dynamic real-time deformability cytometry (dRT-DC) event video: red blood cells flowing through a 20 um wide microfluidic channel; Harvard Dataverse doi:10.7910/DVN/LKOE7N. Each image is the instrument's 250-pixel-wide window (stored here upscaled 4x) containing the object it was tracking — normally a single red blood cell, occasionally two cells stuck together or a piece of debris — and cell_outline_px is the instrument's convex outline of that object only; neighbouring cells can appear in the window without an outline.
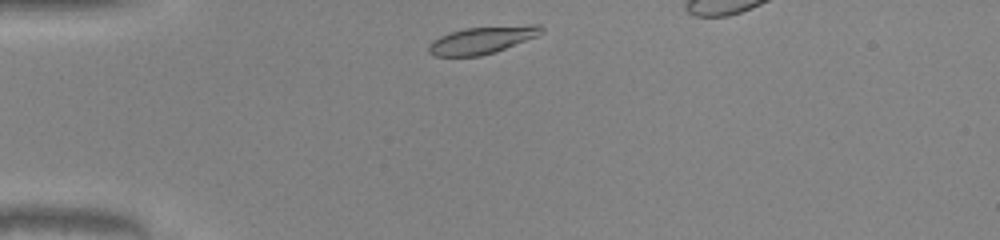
{"species": "common noctule bat (a hibernating species)", "species_latin": "Nyctalus noctula", "temperature_condition": "warm", "stored_images_in_passage": 30, "camera_frame_rate_fps": 3000, "um_per_image_px": 0.085, "animal": {"sex": "male", "body_mass_g": 20.0, "forearm_length_mm": 53.3}, "frame": {"image": 1, "passage_image": 1, "time_ms": 0.0, "image_size_px": [1000, 240], "cell_outline_px": [[544, 32], [536, 36], [496, 52], [480, 56], [432, 56], [428, 52], [428, 44], [432, 40], [448, 32], [464, 28], [528, 24], [540, 24], [544, 28]], "centroid_in_image_um": [40.97, 3.39], "position_along_channel_um": 44.0, "area_um2": 18.21}}
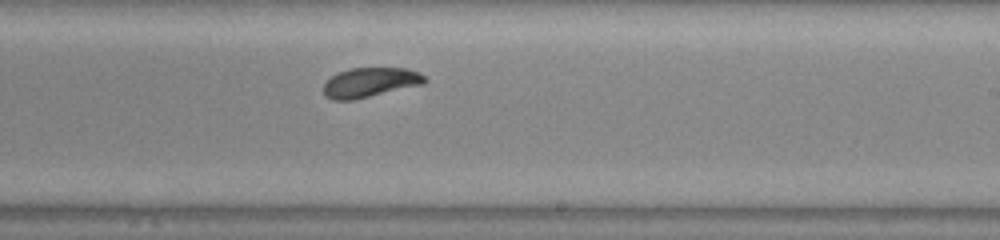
{"frame": {"image": 2, "passage_image": 19, "time_ms": 6.0, "image_size_px": [1000, 240], "cell_outline_px": [[428, 80], [424, 84], [352, 100], [332, 100], [324, 96], [324, 84], [332, 76], [340, 72], [352, 68], [408, 68], [420, 72]], "centroid_in_image_um": [31.49, 7.0], "position_along_channel_um": 257.5, "area_um2": 17.4}}
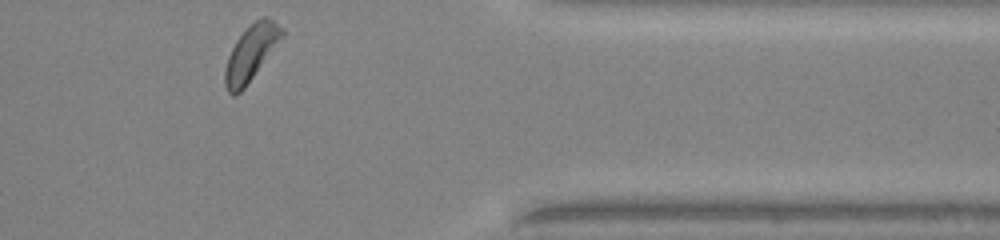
{"frame": {"image": 3, "passage_image": 30, "time_ms": 9.667, "image_size_px": [1000, 240], "cell_outline_px": [[284, 32], [244, 88], [236, 96], [232, 96], [228, 92], [224, 84], [224, 68], [228, 56], [236, 40], [260, 16], [268, 16], [284, 28]], "centroid_in_image_um": [21.28, 4.51], "position_along_channel_um": 390.1, "area_um2": 17.8}, "authors_computed_cell_mechanics": {"area_um2": 18.2359, "velocity_mm_per_s": 4.0597, "shape_relaxation_time_tau1_ms": 1.8416, "shape_relaxation_time_tau2_ms": 1.5352, "deformation_change_tau1": 0.0888, "deformation_change_tau2": 0.0536}}